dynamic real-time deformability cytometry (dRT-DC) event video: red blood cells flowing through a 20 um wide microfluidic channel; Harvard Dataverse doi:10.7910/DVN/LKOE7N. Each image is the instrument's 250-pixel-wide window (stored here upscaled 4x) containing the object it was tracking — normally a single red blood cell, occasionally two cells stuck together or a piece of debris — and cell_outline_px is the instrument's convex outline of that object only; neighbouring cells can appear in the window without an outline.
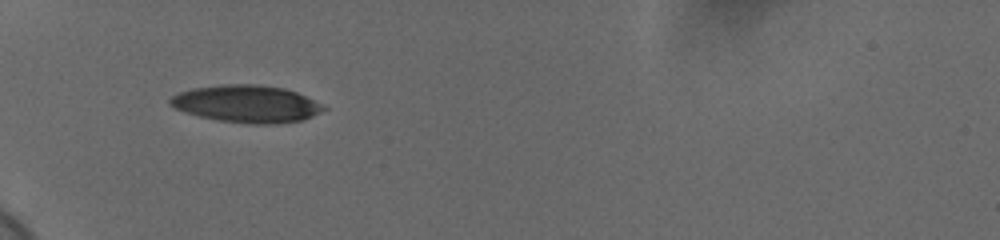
{"species": "human", "species_latin": "Homo sapiens", "temperature_condition": "cold", "stored_images_in_passage": 37, "camera_frame_rate_fps": 3000, "um_per_image_px": 0.085, "donor": {"sex": "female"}, "frame": {"image": 1, "passage_image": 1, "time_ms": 0.0, "image_size_px": [1000, 240], "cell_outline_px": [[328, 108], [304, 120], [276, 124], [248, 124], [220, 120], [200, 116], [184, 112], [168, 104], [168, 100], [172, 96], [180, 92], [192, 88], [228, 84], [256, 84], [284, 88], [296, 92], [324, 104]], "centroid_in_image_um": [20.99, 8.83], "position_along_channel_um": 64.0, "area_um2": 33.41}}
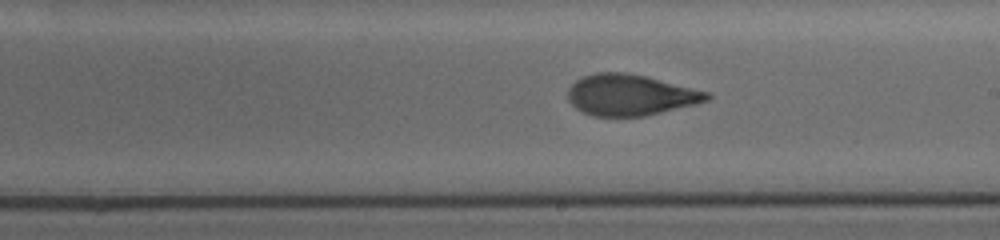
{"frame": {"image": 2, "passage_image": 16, "time_ms": 5.0, "image_size_px": [1000, 240], "cell_outline_px": [[712, 96], [708, 100], [644, 116], [592, 116], [576, 108], [568, 100], [568, 88], [576, 80], [584, 76], [596, 72], [624, 72], [648, 76], [708, 92]], "centroid_in_image_um": [53.54, 8.06], "position_along_channel_um": 235.5, "area_um2": 33.0}}
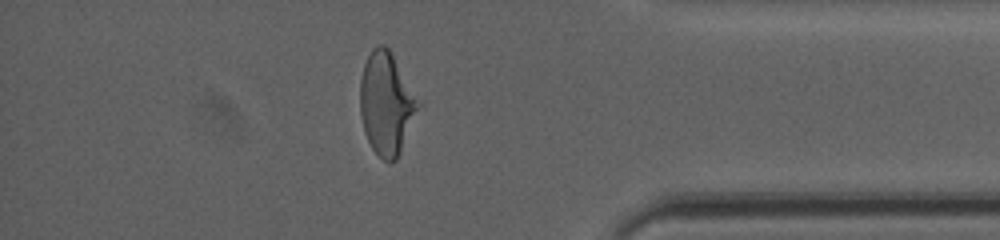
{"frame": {"image": 3, "passage_image": 31, "time_ms": 10.0, "image_size_px": [1000, 240], "cell_outline_px": [[420, 104], [400, 152], [396, 160], [388, 164], [372, 148], [364, 132], [360, 112], [360, 80], [364, 64], [372, 48], [376, 44], [384, 44], [392, 52]], "centroid_in_image_um": [32.81, 8.78], "position_along_channel_um": 402.4, "area_um2": 34.28}, "authors_computed_cell_mechanics": {"area_um2": 33.9286, "velocity_mm_per_s": 3.6919, "shape_relaxation_time_tau1_ms": 4.4091, "shape_relaxation_time_tau2_ms": 1.4726, "deformation_change_tau1": 0.2078, "deformation_change_tau2": 0.0815}}